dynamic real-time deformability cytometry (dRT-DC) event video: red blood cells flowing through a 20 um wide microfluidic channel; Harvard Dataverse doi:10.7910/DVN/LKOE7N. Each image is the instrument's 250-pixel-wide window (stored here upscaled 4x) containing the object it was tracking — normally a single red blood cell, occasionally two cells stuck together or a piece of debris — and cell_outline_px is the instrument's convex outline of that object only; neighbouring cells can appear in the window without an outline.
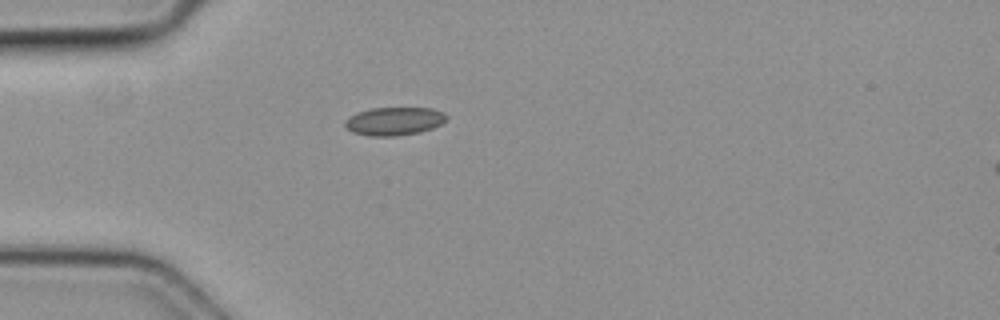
{"species": "common noctule bat (a hibernating species)", "species_latin": "Nyctalus noctula", "temperature_condition": "cold", "stored_images_in_passage": 1, "camera_frame_rate_fps": 3000, "um_per_image_px": 0.085, "animal": {"sex": "female", "body_mass_g": 19.3, "forearm_length_mm": 54.1}, "frame": {"image": 1, "passage_image": 1, "time_ms": 0.0, "image_size_px": [1000, 320], "cell_outline_px": [[448, 116], [440, 124], [432, 128], [420, 132], [396, 136], [368, 136], [352, 132], [344, 124], [344, 120], [356, 112], [372, 108], [432, 108], [444, 112]], "centroid_in_image_um": [33.49, 10.3], "position_along_channel_um": 51.5, "area_um2": 16.7}}